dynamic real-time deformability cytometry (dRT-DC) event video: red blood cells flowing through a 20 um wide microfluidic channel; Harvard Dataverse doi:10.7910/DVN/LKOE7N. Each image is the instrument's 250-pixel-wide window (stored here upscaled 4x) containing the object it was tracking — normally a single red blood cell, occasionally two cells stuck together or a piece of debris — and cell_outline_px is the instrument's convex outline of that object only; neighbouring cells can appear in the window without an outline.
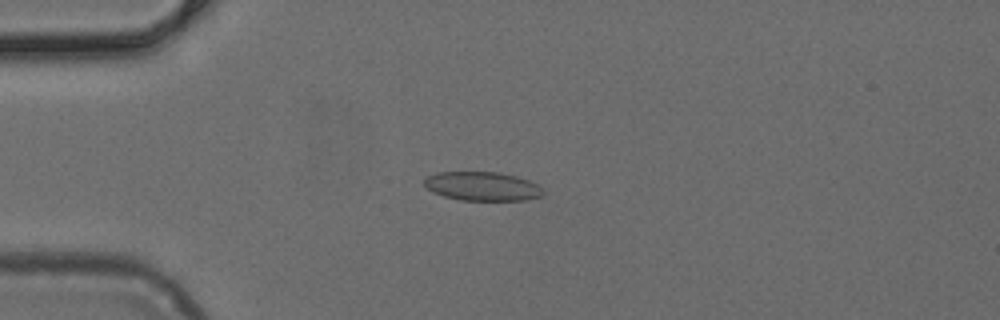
{"species": "common noctule bat (a hibernating species)", "species_latin": "Nyctalus noctula", "temperature_condition": "cold", "stored_images_in_passage": 40, "camera_frame_rate_fps": 3000, "um_per_image_px": 0.085, "animal": {"sex": "female", "body_mass_g": 24.6, "forearm_length_mm": 56.2}, "frame": {"image": 1, "passage_image": 3, "time_ms": 0.667, "image_size_px": [1000, 320], "cell_outline_px": [[544, 192], [540, 196], [524, 200], [460, 200], [444, 196], [432, 192], [424, 184], [424, 180], [428, 176], [436, 172], [500, 172], [516, 176], [528, 180], [536, 184]], "centroid_in_image_um": [40.97, 15.83], "position_along_channel_um": 44.0, "area_um2": 19.88}}
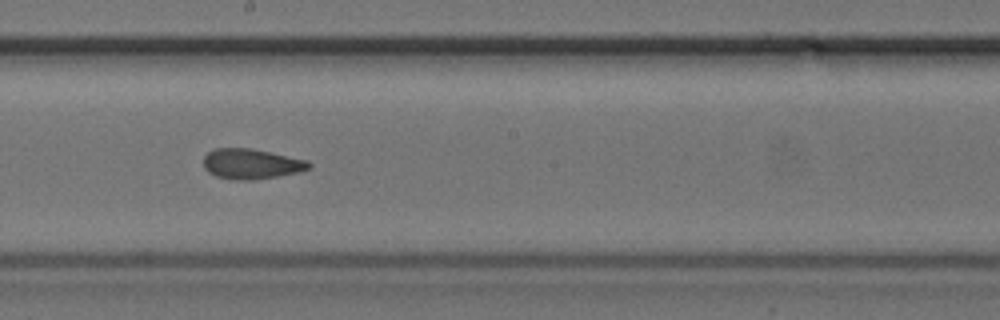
{"frame": {"image": 2, "passage_image": 18, "time_ms": 5.667, "image_size_px": [1000, 320], "cell_outline_px": [[312, 168], [296, 172], [276, 176], [252, 180], [232, 180], [216, 176], [208, 172], [204, 168], [204, 156], [208, 152], [216, 148], [252, 148], [308, 160], [312, 164]], "centroid_in_image_um": [21.36, 13.93], "position_along_channel_um": 226.8, "area_um2": 18.61}}
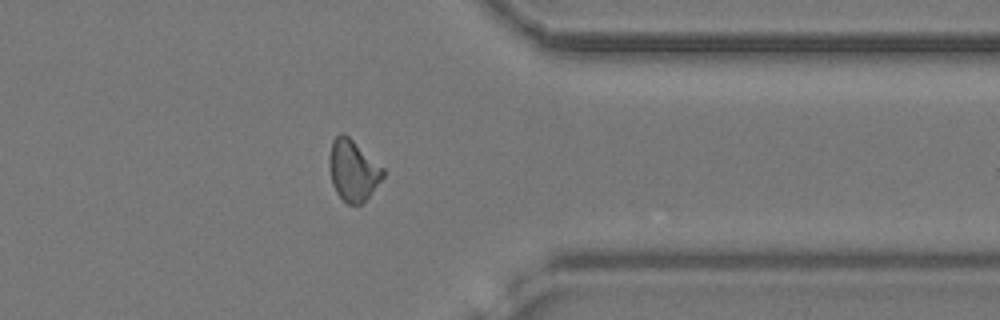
{"frame": {"image": 3, "passage_image": 30, "time_ms": 9.667, "image_size_px": [1000, 320], "cell_outline_px": [[384, 176], [368, 196], [360, 204], [348, 204], [336, 192], [332, 184], [328, 164], [328, 160], [332, 140], [340, 132], [344, 132], [384, 168]], "centroid_in_image_um": [29.98, 14.45], "position_along_channel_um": 381.4, "area_um2": 19.02}}